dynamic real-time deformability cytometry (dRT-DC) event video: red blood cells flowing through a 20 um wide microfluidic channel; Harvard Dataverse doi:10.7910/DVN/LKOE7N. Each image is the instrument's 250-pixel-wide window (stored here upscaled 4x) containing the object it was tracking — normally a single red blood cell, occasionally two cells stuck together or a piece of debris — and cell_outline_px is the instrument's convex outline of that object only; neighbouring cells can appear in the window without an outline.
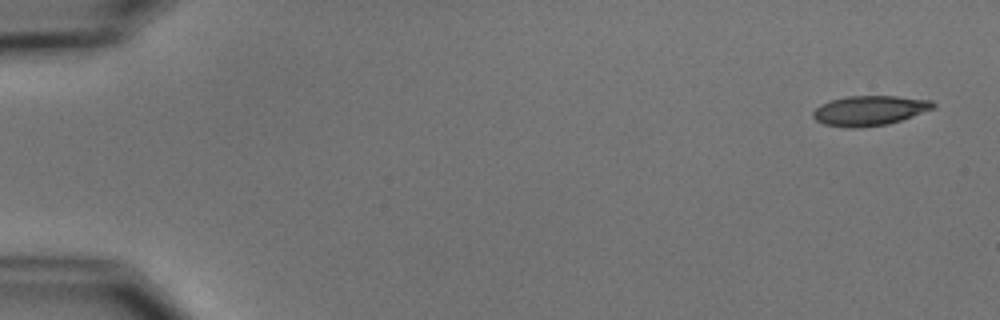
{"species": "common noctule bat (a hibernating species)", "species_latin": "Nyctalus noctula", "temperature_condition": "cold", "stored_images_in_passage": 4, "camera_frame_rate_fps": 3000, "um_per_image_px": 0.085, "animal": {"sex": "male", "body_mass_g": 15.6}, "frame": {"image": 1, "passage_image": 1, "time_ms": 0.0, "image_size_px": [1000, 320], "cell_outline_px": [[936, 108], [888, 124], [856, 128], [848, 128], [824, 124], [816, 120], [812, 116], [812, 112], [820, 104], [832, 100], [848, 96], [896, 96], [932, 100], [936, 104]], "centroid_in_image_um": [73.92, 9.4], "position_along_channel_um": 11.1, "area_um2": 20.92}}